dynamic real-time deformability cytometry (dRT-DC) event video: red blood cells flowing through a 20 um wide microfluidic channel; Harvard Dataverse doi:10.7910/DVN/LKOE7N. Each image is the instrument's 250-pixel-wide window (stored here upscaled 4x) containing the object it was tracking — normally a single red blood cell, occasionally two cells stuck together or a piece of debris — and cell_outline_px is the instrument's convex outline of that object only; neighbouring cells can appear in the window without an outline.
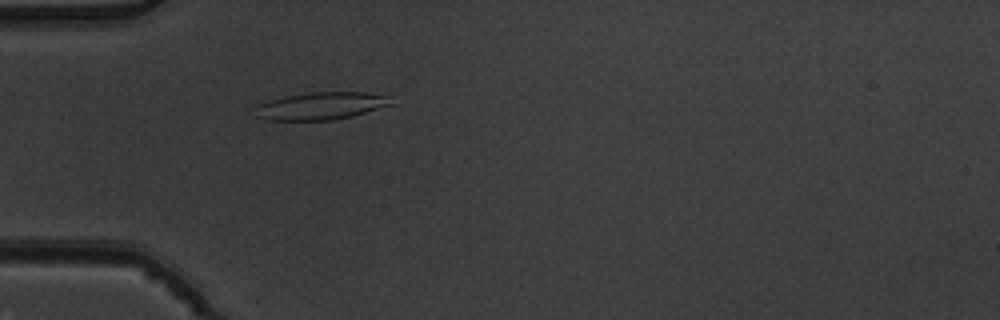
{"species": "common noctule bat (a hibernating species)", "species_latin": "Nyctalus noctula", "temperature_condition": "warm", "stored_images_in_passage": 4, "camera_frame_rate_fps": 3000, "um_per_image_px": 0.085, "animal": {"sex": "male", "body_mass_g": 19.5, "forearm_length_mm": 54.6}, "frame": {"image": 1, "passage_image": 4, "time_ms": 1.0, "image_size_px": [1000, 320], "cell_outline_px": [[396, 104], [352, 116], [332, 120], [268, 120], [256, 116], [260, 104], [268, 100], [284, 96], [308, 92], [364, 92], [388, 96]], "centroid_in_image_um": [27.35, 8.99], "position_along_channel_um": 57.6, "area_um2": 21.73}}